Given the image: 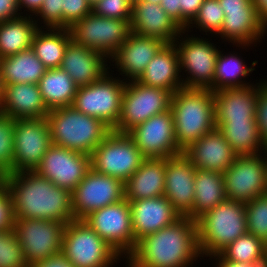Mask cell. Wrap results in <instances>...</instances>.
<instances>
[{
  "label": "cell",
  "mask_w": 267,
  "mask_h": 267,
  "mask_svg": "<svg viewBox=\"0 0 267 267\" xmlns=\"http://www.w3.org/2000/svg\"><path fill=\"white\" fill-rule=\"evenodd\" d=\"M198 259L203 257L197 222L182 216L172 225L139 240L124 262L126 267H194L196 261L200 263Z\"/></svg>",
  "instance_id": "6da1fadb"
},
{
  "label": "cell",
  "mask_w": 267,
  "mask_h": 267,
  "mask_svg": "<svg viewBox=\"0 0 267 267\" xmlns=\"http://www.w3.org/2000/svg\"><path fill=\"white\" fill-rule=\"evenodd\" d=\"M4 186L12 197L15 219L72 222L71 191L58 187L36 171L6 174Z\"/></svg>",
  "instance_id": "7a4b0ae2"
},
{
  "label": "cell",
  "mask_w": 267,
  "mask_h": 267,
  "mask_svg": "<svg viewBox=\"0 0 267 267\" xmlns=\"http://www.w3.org/2000/svg\"><path fill=\"white\" fill-rule=\"evenodd\" d=\"M170 109L181 151L216 128L214 93L210 89H178L172 94Z\"/></svg>",
  "instance_id": "3957f363"
},
{
  "label": "cell",
  "mask_w": 267,
  "mask_h": 267,
  "mask_svg": "<svg viewBox=\"0 0 267 267\" xmlns=\"http://www.w3.org/2000/svg\"><path fill=\"white\" fill-rule=\"evenodd\" d=\"M46 119L52 144L89 156L112 131L101 119L72 106L52 109Z\"/></svg>",
  "instance_id": "277c9868"
},
{
  "label": "cell",
  "mask_w": 267,
  "mask_h": 267,
  "mask_svg": "<svg viewBox=\"0 0 267 267\" xmlns=\"http://www.w3.org/2000/svg\"><path fill=\"white\" fill-rule=\"evenodd\" d=\"M196 222L199 250L203 259L219 254L248 232L245 204L228 199L205 212Z\"/></svg>",
  "instance_id": "5b68a950"
},
{
  "label": "cell",
  "mask_w": 267,
  "mask_h": 267,
  "mask_svg": "<svg viewBox=\"0 0 267 267\" xmlns=\"http://www.w3.org/2000/svg\"><path fill=\"white\" fill-rule=\"evenodd\" d=\"M197 35L183 30L173 42L178 51L181 80L185 88L213 92L216 60L221 47L212 43L210 37Z\"/></svg>",
  "instance_id": "8992f818"
},
{
  "label": "cell",
  "mask_w": 267,
  "mask_h": 267,
  "mask_svg": "<svg viewBox=\"0 0 267 267\" xmlns=\"http://www.w3.org/2000/svg\"><path fill=\"white\" fill-rule=\"evenodd\" d=\"M61 254L74 267H116L125 260L82 219L66 224Z\"/></svg>",
  "instance_id": "52a82bcc"
},
{
  "label": "cell",
  "mask_w": 267,
  "mask_h": 267,
  "mask_svg": "<svg viewBox=\"0 0 267 267\" xmlns=\"http://www.w3.org/2000/svg\"><path fill=\"white\" fill-rule=\"evenodd\" d=\"M126 82L107 72L100 80L78 87L72 107L87 116L101 119L112 130L121 114L122 97Z\"/></svg>",
  "instance_id": "ba28073f"
},
{
  "label": "cell",
  "mask_w": 267,
  "mask_h": 267,
  "mask_svg": "<svg viewBox=\"0 0 267 267\" xmlns=\"http://www.w3.org/2000/svg\"><path fill=\"white\" fill-rule=\"evenodd\" d=\"M146 157L127 133L111 131L90 156L91 168L125 183Z\"/></svg>",
  "instance_id": "9c48e42d"
},
{
  "label": "cell",
  "mask_w": 267,
  "mask_h": 267,
  "mask_svg": "<svg viewBox=\"0 0 267 267\" xmlns=\"http://www.w3.org/2000/svg\"><path fill=\"white\" fill-rule=\"evenodd\" d=\"M172 94L171 91L149 87L137 80L126 82L120 118L113 131L128 133L150 117L170 110Z\"/></svg>",
  "instance_id": "30bf717a"
},
{
  "label": "cell",
  "mask_w": 267,
  "mask_h": 267,
  "mask_svg": "<svg viewBox=\"0 0 267 267\" xmlns=\"http://www.w3.org/2000/svg\"><path fill=\"white\" fill-rule=\"evenodd\" d=\"M72 40L110 59L132 33L130 21L89 13L70 28Z\"/></svg>",
  "instance_id": "8fae6325"
},
{
  "label": "cell",
  "mask_w": 267,
  "mask_h": 267,
  "mask_svg": "<svg viewBox=\"0 0 267 267\" xmlns=\"http://www.w3.org/2000/svg\"><path fill=\"white\" fill-rule=\"evenodd\" d=\"M123 259L135 249L131 209L125 198L117 203L90 212L83 219Z\"/></svg>",
  "instance_id": "7c38bea8"
},
{
  "label": "cell",
  "mask_w": 267,
  "mask_h": 267,
  "mask_svg": "<svg viewBox=\"0 0 267 267\" xmlns=\"http://www.w3.org/2000/svg\"><path fill=\"white\" fill-rule=\"evenodd\" d=\"M66 222L15 219L14 231L28 266L61 253Z\"/></svg>",
  "instance_id": "4fadbf2b"
},
{
  "label": "cell",
  "mask_w": 267,
  "mask_h": 267,
  "mask_svg": "<svg viewBox=\"0 0 267 267\" xmlns=\"http://www.w3.org/2000/svg\"><path fill=\"white\" fill-rule=\"evenodd\" d=\"M228 200L244 204L267 194L266 163L264 152L254 155H238L223 173Z\"/></svg>",
  "instance_id": "5bb4252c"
},
{
  "label": "cell",
  "mask_w": 267,
  "mask_h": 267,
  "mask_svg": "<svg viewBox=\"0 0 267 267\" xmlns=\"http://www.w3.org/2000/svg\"><path fill=\"white\" fill-rule=\"evenodd\" d=\"M51 145L46 118L15 119L13 173L35 171Z\"/></svg>",
  "instance_id": "9a60e30c"
},
{
  "label": "cell",
  "mask_w": 267,
  "mask_h": 267,
  "mask_svg": "<svg viewBox=\"0 0 267 267\" xmlns=\"http://www.w3.org/2000/svg\"><path fill=\"white\" fill-rule=\"evenodd\" d=\"M74 219H83L90 212L124 199V183L92 169L71 192Z\"/></svg>",
  "instance_id": "2e32d148"
},
{
  "label": "cell",
  "mask_w": 267,
  "mask_h": 267,
  "mask_svg": "<svg viewBox=\"0 0 267 267\" xmlns=\"http://www.w3.org/2000/svg\"><path fill=\"white\" fill-rule=\"evenodd\" d=\"M127 134L146 158H168L182 153L175 140L171 109L150 117Z\"/></svg>",
  "instance_id": "e0dca14e"
},
{
  "label": "cell",
  "mask_w": 267,
  "mask_h": 267,
  "mask_svg": "<svg viewBox=\"0 0 267 267\" xmlns=\"http://www.w3.org/2000/svg\"><path fill=\"white\" fill-rule=\"evenodd\" d=\"M90 167L89 155L52 144L35 171L58 187L72 192Z\"/></svg>",
  "instance_id": "ac0fdd59"
},
{
  "label": "cell",
  "mask_w": 267,
  "mask_h": 267,
  "mask_svg": "<svg viewBox=\"0 0 267 267\" xmlns=\"http://www.w3.org/2000/svg\"><path fill=\"white\" fill-rule=\"evenodd\" d=\"M165 44L163 41L153 37L131 33L109 59V66H113V70L109 68V71L111 73L119 72L113 73V75H121V79L125 82L138 80L144 73L148 63ZM115 68L116 70L114 71Z\"/></svg>",
  "instance_id": "d6986e66"
},
{
  "label": "cell",
  "mask_w": 267,
  "mask_h": 267,
  "mask_svg": "<svg viewBox=\"0 0 267 267\" xmlns=\"http://www.w3.org/2000/svg\"><path fill=\"white\" fill-rule=\"evenodd\" d=\"M195 172L183 153L166 158L164 196L181 216L193 209Z\"/></svg>",
  "instance_id": "ffe728a7"
},
{
  "label": "cell",
  "mask_w": 267,
  "mask_h": 267,
  "mask_svg": "<svg viewBox=\"0 0 267 267\" xmlns=\"http://www.w3.org/2000/svg\"><path fill=\"white\" fill-rule=\"evenodd\" d=\"M128 201L135 246L145 236L172 225L182 217L165 196Z\"/></svg>",
  "instance_id": "44dd1931"
},
{
  "label": "cell",
  "mask_w": 267,
  "mask_h": 267,
  "mask_svg": "<svg viewBox=\"0 0 267 267\" xmlns=\"http://www.w3.org/2000/svg\"><path fill=\"white\" fill-rule=\"evenodd\" d=\"M182 153L196 169L220 173H224L238 157L218 128L203 135Z\"/></svg>",
  "instance_id": "7402d4cb"
},
{
  "label": "cell",
  "mask_w": 267,
  "mask_h": 267,
  "mask_svg": "<svg viewBox=\"0 0 267 267\" xmlns=\"http://www.w3.org/2000/svg\"><path fill=\"white\" fill-rule=\"evenodd\" d=\"M130 27L132 33L153 37L166 44L173 43L183 31L160 4L146 1L133 3Z\"/></svg>",
  "instance_id": "603a6c76"
},
{
  "label": "cell",
  "mask_w": 267,
  "mask_h": 267,
  "mask_svg": "<svg viewBox=\"0 0 267 267\" xmlns=\"http://www.w3.org/2000/svg\"><path fill=\"white\" fill-rule=\"evenodd\" d=\"M108 60L101 53L71 40L66 47L60 68L81 87L100 80L109 72Z\"/></svg>",
  "instance_id": "cb8c5ba5"
},
{
  "label": "cell",
  "mask_w": 267,
  "mask_h": 267,
  "mask_svg": "<svg viewBox=\"0 0 267 267\" xmlns=\"http://www.w3.org/2000/svg\"><path fill=\"white\" fill-rule=\"evenodd\" d=\"M224 21L219 34L223 42L238 47L239 50L247 52L251 47H257L264 36H267V29L260 22L256 10H235L223 11ZM220 36V37H219ZM250 47V48H249Z\"/></svg>",
  "instance_id": "d4e9b609"
},
{
  "label": "cell",
  "mask_w": 267,
  "mask_h": 267,
  "mask_svg": "<svg viewBox=\"0 0 267 267\" xmlns=\"http://www.w3.org/2000/svg\"><path fill=\"white\" fill-rule=\"evenodd\" d=\"M49 112L38 84L3 85L0 113L13 119H30L46 118Z\"/></svg>",
  "instance_id": "484cf974"
},
{
  "label": "cell",
  "mask_w": 267,
  "mask_h": 267,
  "mask_svg": "<svg viewBox=\"0 0 267 267\" xmlns=\"http://www.w3.org/2000/svg\"><path fill=\"white\" fill-rule=\"evenodd\" d=\"M215 121L256 119L257 82L248 87L214 91Z\"/></svg>",
  "instance_id": "4316f807"
},
{
  "label": "cell",
  "mask_w": 267,
  "mask_h": 267,
  "mask_svg": "<svg viewBox=\"0 0 267 267\" xmlns=\"http://www.w3.org/2000/svg\"><path fill=\"white\" fill-rule=\"evenodd\" d=\"M139 83L176 92L183 88L180 76L179 56L174 43L165 44L148 63Z\"/></svg>",
  "instance_id": "83f0119b"
},
{
  "label": "cell",
  "mask_w": 267,
  "mask_h": 267,
  "mask_svg": "<svg viewBox=\"0 0 267 267\" xmlns=\"http://www.w3.org/2000/svg\"><path fill=\"white\" fill-rule=\"evenodd\" d=\"M166 158H146L124 183L126 200L164 196Z\"/></svg>",
  "instance_id": "f1b7e54d"
},
{
  "label": "cell",
  "mask_w": 267,
  "mask_h": 267,
  "mask_svg": "<svg viewBox=\"0 0 267 267\" xmlns=\"http://www.w3.org/2000/svg\"><path fill=\"white\" fill-rule=\"evenodd\" d=\"M46 70L31 48L0 59L2 85L38 84Z\"/></svg>",
  "instance_id": "f546056e"
},
{
  "label": "cell",
  "mask_w": 267,
  "mask_h": 267,
  "mask_svg": "<svg viewBox=\"0 0 267 267\" xmlns=\"http://www.w3.org/2000/svg\"><path fill=\"white\" fill-rule=\"evenodd\" d=\"M193 209L186 215L197 220L205 212L227 200L223 173L209 170L195 172Z\"/></svg>",
  "instance_id": "4dcf8cb0"
},
{
  "label": "cell",
  "mask_w": 267,
  "mask_h": 267,
  "mask_svg": "<svg viewBox=\"0 0 267 267\" xmlns=\"http://www.w3.org/2000/svg\"><path fill=\"white\" fill-rule=\"evenodd\" d=\"M220 49L217 56L215 75L213 80V92L226 88H241L248 87L254 84V81L247 82L253 71H256L255 66L258 60L251 62L250 67L246 61L239 56V52L231 51L224 52ZM250 74V75H249ZM247 77V79H246Z\"/></svg>",
  "instance_id": "1f68e13d"
},
{
  "label": "cell",
  "mask_w": 267,
  "mask_h": 267,
  "mask_svg": "<svg viewBox=\"0 0 267 267\" xmlns=\"http://www.w3.org/2000/svg\"><path fill=\"white\" fill-rule=\"evenodd\" d=\"M215 125L238 155L259 154L266 148L256 119L215 121Z\"/></svg>",
  "instance_id": "d6a6232c"
},
{
  "label": "cell",
  "mask_w": 267,
  "mask_h": 267,
  "mask_svg": "<svg viewBox=\"0 0 267 267\" xmlns=\"http://www.w3.org/2000/svg\"><path fill=\"white\" fill-rule=\"evenodd\" d=\"M71 40L69 29L39 28L34 35L31 49L47 69L59 68Z\"/></svg>",
  "instance_id": "836d02e7"
},
{
  "label": "cell",
  "mask_w": 267,
  "mask_h": 267,
  "mask_svg": "<svg viewBox=\"0 0 267 267\" xmlns=\"http://www.w3.org/2000/svg\"><path fill=\"white\" fill-rule=\"evenodd\" d=\"M38 29L31 16L0 22V59L30 49Z\"/></svg>",
  "instance_id": "e575fe53"
},
{
  "label": "cell",
  "mask_w": 267,
  "mask_h": 267,
  "mask_svg": "<svg viewBox=\"0 0 267 267\" xmlns=\"http://www.w3.org/2000/svg\"><path fill=\"white\" fill-rule=\"evenodd\" d=\"M38 86L49 110L72 106L78 89L73 79L60 67L47 69Z\"/></svg>",
  "instance_id": "d590c367"
},
{
  "label": "cell",
  "mask_w": 267,
  "mask_h": 267,
  "mask_svg": "<svg viewBox=\"0 0 267 267\" xmlns=\"http://www.w3.org/2000/svg\"><path fill=\"white\" fill-rule=\"evenodd\" d=\"M267 251L266 243L252 233L241 235L219 254L225 260L234 262L251 263L254 259Z\"/></svg>",
  "instance_id": "8d00e7d4"
},
{
  "label": "cell",
  "mask_w": 267,
  "mask_h": 267,
  "mask_svg": "<svg viewBox=\"0 0 267 267\" xmlns=\"http://www.w3.org/2000/svg\"><path fill=\"white\" fill-rule=\"evenodd\" d=\"M224 17L223 9L218 0H204L198 14L188 25L186 31L191 33L193 28H195V32H197L196 30L198 29L200 32L202 31L201 35L205 33V36H210L212 34L211 37L214 36L217 39Z\"/></svg>",
  "instance_id": "74e56055"
},
{
  "label": "cell",
  "mask_w": 267,
  "mask_h": 267,
  "mask_svg": "<svg viewBox=\"0 0 267 267\" xmlns=\"http://www.w3.org/2000/svg\"><path fill=\"white\" fill-rule=\"evenodd\" d=\"M247 230L267 243V194L245 204Z\"/></svg>",
  "instance_id": "f35d334b"
},
{
  "label": "cell",
  "mask_w": 267,
  "mask_h": 267,
  "mask_svg": "<svg viewBox=\"0 0 267 267\" xmlns=\"http://www.w3.org/2000/svg\"><path fill=\"white\" fill-rule=\"evenodd\" d=\"M15 119L0 113V168L13 173Z\"/></svg>",
  "instance_id": "ab89813d"
},
{
  "label": "cell",
  "mask_w": 267,
  "mask_h": 267,
  "mask_svg": "<svg viewBox=\"0 0 267 267\" xmlns=\"http://www.w3.org/2000/svg\"><path fill=\"white\" fill-rule=\"evenodd\" d=\"M0 267H29L14 230L0 232Z\"/></svg>",
  "instance_id": "60d3db41"
},
{
  "label": "cell",
  "mask_w": 267,
  "mask_h": 267,
  "mask_svg": "<svg viewBox=\"0 0 267 267\" xmlns=\"http://www.w3.org/2000/svg\"><path fill=\"white\" fill-rule=\"evenodd\" d=\"M33 18L39 28H63V0H44Z\"/></svg>",
  "instance_id": "b9f144b4"
},
{
  "label": "cell",
  "mask_w": 267,
  "mask_h": 267,
  "mask_svg": "<svg viewBox=\"0 0 267 267\" xmlns=\"http://www.w3.org/2000/svg\"><path fill=\"white\" fill-rule=\"evenodd\" d=\"M132 6L130 0H99L92 7V12L106 18L130 21Z\"/></svg>",
  "instance_id": "7bdbcfd3"
},
{
  "label": "cell",
  "mask_w": 267,
  "mask_h": 267,
  "mask_svg": "<svg viewBox=\"0 0 267 267\" xmlns=\"http://www.w3.org/2000/svg\"><path fill=\"white\" fill-rule=\"evenodd\" d=\"M256 122L260 137L267 146V78L257 82Z\"/></svg>",
  "instance_id": "ee69618b"
},
{
  "label": "cell",
  "mask_w": 267,
  "mask_h": 267,
  "mask_svg": "<svg viewBox=\"0 0 267 267\" xmlns=\"http://www.w3.org/2000/svg\"><path fill=\"white\" fill-rule=\"evenodd\" d=\"M91 12L92 6L87 0H63V29H69Z\"/></svg>",
  "instance_id": "f6af8a7d"
},
{
  "label": "cell",
  "mask_w": 267,
  "mask_h": 267,
  "mask_svg": "<svg viewBox=\"0 0 267 267\" xmlns=\"http://www.w3.org/2000/svg\"><path fill=\"white\" fill-rule=\"evenodd\" d=\"M15 215L12 205V197L6 187L0 188V232L13 230Z\"/></svg>",
  "instance_id": "bcb514c9"
},
{
  "label": "cell",
  "mask_w": 267,
  "mask_h": 267,
  "mask_svg": "<svg viewBox=\"0 0 267 267\" xmlns=\"http://www.w3.org/2000/svg\"><path fill=\"white\" fill-rule=\"evenodd\" d=\"M204 0H181V28L186 30L199 12Z\"/></svg>",
  "instance_id": "7dc6e473"
},
{
  "label": "cell",
  "mask_w": 267,
  "mask_h": 267,
  "mask_svg": "<svg viewBox=\"0 0 267 267\" xmlns=\"http://www.w3.org/2000/svg\"><path fill=\"white\" fill-rule=\"evenodd\" d=\"M18 0H0V22L21 17Z\"/></svg>",
  "instance_id": "c3c4849f"
},
{
  "label": "cell",
  "mask_w": 267,
  "mask_h": 267,
  "mask_svg": "<svg viewBox=\"0 0 267 267\" xmlns=\"http://www.w3.org/2000/svg\"><path fill=\"white\" fill-rule=\"evenodd\" d=\"M181 0H161L160 5L168 16L181 27Z\"/></svg>",
  "instance_id": "681fc988"
},
{
  "label": "cell",
  "mask_w": 267,
  "mask_h": 267,
  "mask_svg": "<svg viewBox=\"0 0 267 267\" xmlns=\"http://www.w3.org/2000/svg\"><path fill=\"white\" fill-rule=\"evenodd\" d=\"M223 11L255 10L252 0H218Z\"/></svg>",
  "instance_id": "f907efd6"
},
{
  "label": "cell",
  "mask_w": 267,
  "mask_h": 267,
  "mask_svg": "<svg viewBox=\"0 0 267 267\" xmlns=\"http://www.w3.org/2000/svg\"><path fill=\"white\" fill-rule=\"evenodd\" d=\"M29 267H74V265L60 253L46 260L34 263Z\"/></svg>",
  "instance_id": "816d5d0a"
},
{
  "label": "cell",
  "mask_w": 267,
  "mask_h": 267,
  "mask_svg": "<svg viewBox=\"0 0 267 267\" xmlns=\"http://www.w3.org/2000/svg\"><path fill=\"white\" fill-rule=\"evenodd\" d=\"M43 1L44 0H18V6L22 16H35L39 12Z\"/></svg>",
  "instance_id": "f5cc1de1"
},
{
  "label": "cell",
  "mask_w": 267,
  "mask_h": 267,
  "mask_svg": "<svg viewBox=\"0 0 267 267\" xmlns=\"http://www.w3.org/2000/svg\"><path fill=\"white\" fill-rule=\"evenodd\" d=\"M208 260L212 261L214 267H252L251 263H242V262H234L231 260H225L220 254H216L212 256L211 258H208ZM215 263H214V262Z\"/></svg>",
  "instance_id": "db71d44e"
},
{
  "label": "cell",
  "mask_w": 267,
  "mask_h": 267,
  "mask_svg": "<svg viewBox=\"0 0 267 267\" xmlns=\"http://www.w3.org/2000/svg\"><path fill=\"white\" fill-rule=\"evenodd\" d=\"M260 22L267 29V0H252Z\"/></svg>",
  "instance_id": "11a10c76"
},
{
  "label": "cell",
  "mask_w": 267,
  "mask_h": 267,
  "mask_svg": "<svg viewBox=\"0 0 267 267\" xmlns=\"http://www.w3.org/2000/svg\"><path fill=\"white\" fill-rule=\"evenodd\" d=\"M252 267H267V251L261 256L254 259L252 262Z\"/></svg>",
  "instance_id": "9f6ffc18"
},
{
  "label": "cell",
  "mask_w": 267,
  "mask_h": 267,
  "mask_svg": "<svg viewBox=\"0 0 267 267\" xmlns=\"http://www.w3.org/2000/svg\"><path fill=\"white\" fill-rule=\"evenodd\" d=\"M6 181V173L0 168V185H4Z\"/></svg>",
  "instance_id": "6f0895ef"
},
{
  "label": "cell",
  "mask_w": 267,
  "mask_h": 267,
  "mask_svg": "<svg viewBox=\"0 0 267 267\" xmlns=\"http://www.w3.org/2000/svg\"><path fill=\"white\" fill-rule=\"evenodd\" d=\"M2 99H3V85H2V81L0 80V108L2 105Z\"/></svg>",
  "instance_id": "680465c9"
},
{
  "label": "cell",
  "mask_w": 267,
  "mask_h": 267,
  "mask_svg": "<svg viewBox=\"0 0 267 267\" xmlns=\"http://www.w3.org/2000/svg\"><path fill=\"white\" fill-rule=\"evenodd\" d=\"M263 152H264V161L266 163V176H267V146Z\"/></svg>",
  "instance_id": "91938a15"
},
{
  "label": "cell",
  "mask_w": 267,
  "mask_h": 267,
  "mask_svg": "<svg viewBox=\"0 0 267 267\" xmlns=\"http://www.w3.org/2000/svg\"><path fill=\"white\" fill-rule=\"evenodd\" d=\"M140 1H146V2H150V3H156V4H160L161 0H140Z\"/></svg>",
  "instance_id": "94428289"
},
{
  "label": "cell",
  "mask_w": 267,
  "mask_h": 267,
  "mask_svg": "<svg viewBox=\"0 0 267 267\" xmlns=\"http://www.w3.org/2000/svg\"><path fill=\"white\" fill-rule=\"evenodd\" d=\"M87 1L93 7L99 0H87Z\"/></svg>",
  "instance_id": "6125c7cd"
},
{
  "label": "cell",
  "mask_w": 267,
  "mask_h": 267,
  "mask_svg": "<svg viewBox=\"0 0 267 267\" xmlns=\"http://www.w3.org/2000/svg\"><path fill=\"white\" fill-rule=\"evenodd\" d=\"M132 3H135V2H137V1H140V0H130Z\"/></svg>",
  "instance_id": "be15d7a7"
}]
</instances>
